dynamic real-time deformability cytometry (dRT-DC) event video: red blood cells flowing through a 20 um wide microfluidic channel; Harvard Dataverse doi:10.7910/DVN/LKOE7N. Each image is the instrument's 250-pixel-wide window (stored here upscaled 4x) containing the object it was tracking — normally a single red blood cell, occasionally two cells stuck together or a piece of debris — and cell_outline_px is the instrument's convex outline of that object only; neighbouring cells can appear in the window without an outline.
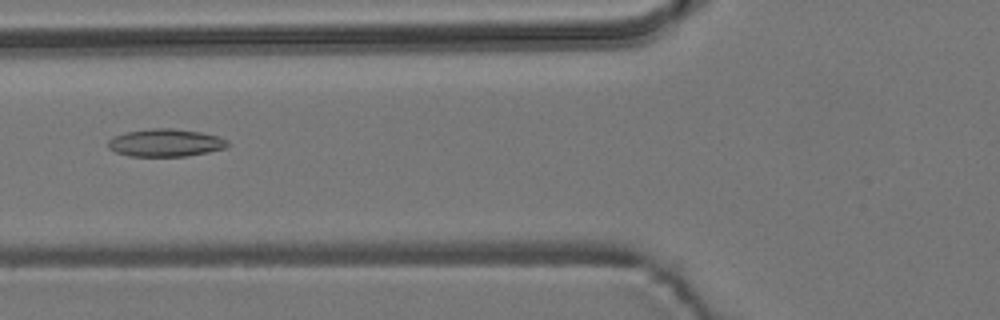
{"species": "common noctule bat (a hibernating species)", "species_latin": "Nyctalus noctula", "temperature_condition": "room temperature", "stored_images_in_passage": 54, "camera_frame_rate_fps": 3000, "um_per_image_px": 0.085, "animal": {"sex": "male", "body_mass_g": 19.2, "forearm_length_mm": 51.8}, "frame": {"image": 1, "passage_image": 21, "time_ms": 6.667, "image_size_px": [1000, 320], "cell_outline_px": [[228, 144], [224, 148], [208, 152], [184, 156], [128, 156], [116, 152], [108, 148], [108, 140], [112, 136], [124, 132], [152, 128], [172, 128], [200, 132], [216, 136], [228, 140]], "centroid_in_image_um": [14.01, 12.13], "position_along_channel_um": 111.8, "area_um2": 19.25}}
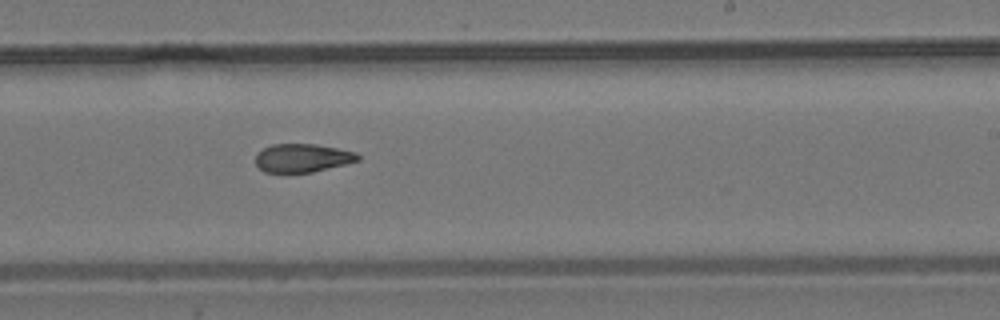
{"frame": {"image": 2, "passage_image": 33, "time_ms": 10.667, "image_size_px": [1000, 320], "cell_outline_px": [[360, 160], [312, 172], [264, 172], [256, 164], [256, 152], [272, 144], [316, 144], [356, 152], [360, 156]], "centroid_in_image_um": [25.69, 13.42], "position_along_channel_um": 263.3, "area_um2": 16.82}}
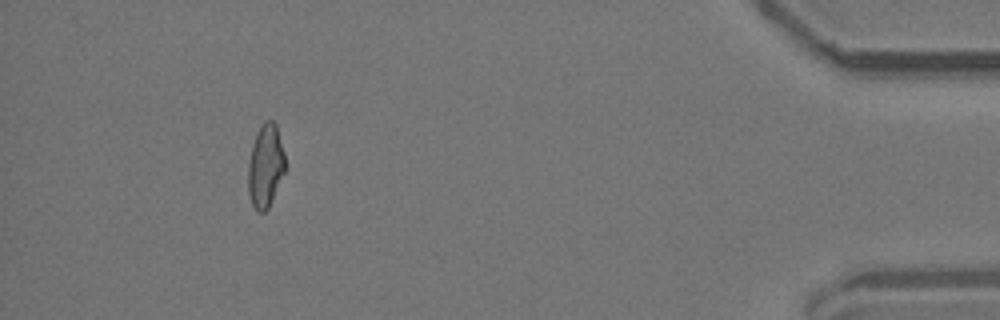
{"frame": {"image": 3, "passage_image": 50, "time_ms": 16.333, "image_size_px": [1000, 320], "cell_outline_px": [[284, 172], [268, 208], [264, 212], [256, 212], [252, 204], [248, 192], [248, 164], [252, 144], [260, 124], [264, 120], [272, 120], [276, 124], [284, 152]], "centroid_in_image_um": [22.54, 14.08], "position_along_channel_um": 412.7, "area_um2": 17.86}, "authors_computed_cell_mechanics": {"area_um2": 18.2937, "velocity_mm_per_s": 3.7906, "shape_relaxation_time_tau1_ms": null, "shape_relaxation_time_tau2_ms": 7.1893, "deformation_change_tau1": null, "deformation_change_tau2": 0.1556}}